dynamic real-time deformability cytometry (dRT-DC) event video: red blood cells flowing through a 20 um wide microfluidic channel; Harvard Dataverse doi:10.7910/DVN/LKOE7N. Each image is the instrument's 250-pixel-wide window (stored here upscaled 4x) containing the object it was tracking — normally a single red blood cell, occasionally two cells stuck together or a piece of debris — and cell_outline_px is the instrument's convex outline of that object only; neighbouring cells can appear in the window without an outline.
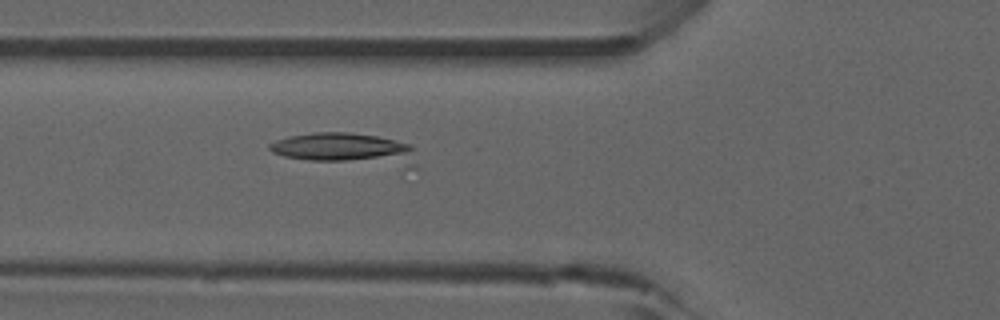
{"species": "common noctule bat (a hibernating species)", "species_latin": "Nyctalus noctula", "temperature_condition": "room temperature", "stored_images_in_passage": 32, "camera_frame_rate_fps": 3000, "um_per_image_px": 0.085, "animal": {"sex": "male", "forearm_length_mm": 52.5}, "frame": {"image": 1, "passage_image": 6, "time_ms": 1.667, "image_size_px": [1000, 320], "cell_outline_px": [[416, 180], [404, 180], [284, 156], [272, 152], [268, 148], [268, 144], [276, 140], [292, 136], [312, 132], [348, 132], [376, 136], [412, 144], [416, 168]], "centroid_in_image_um": [29.88, 12.98], "position_along_channel_um": 95.9, "area_um2": 33.06}}